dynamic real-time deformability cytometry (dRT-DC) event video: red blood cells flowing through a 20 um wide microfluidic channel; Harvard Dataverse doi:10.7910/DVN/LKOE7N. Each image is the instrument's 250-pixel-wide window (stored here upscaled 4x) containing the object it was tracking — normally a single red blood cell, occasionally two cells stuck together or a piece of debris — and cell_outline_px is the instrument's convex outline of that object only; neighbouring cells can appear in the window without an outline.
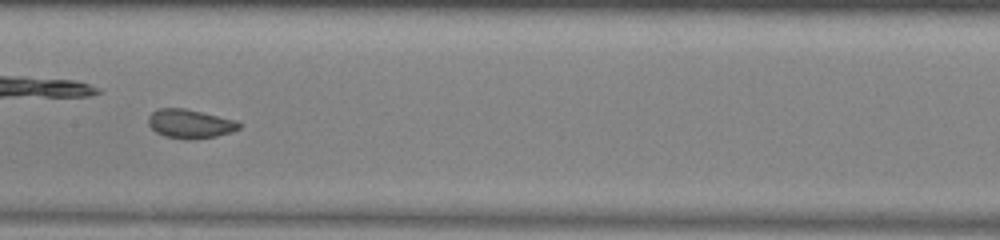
{"species": "common noctule bat (a hibernating species)", "species_latin": "Nyctalus noctula", "temperature_condition": "warm", "stored_images_in_passage": 46, "camera_frame_rate_fps": 3000, "um_per_image_px": 0.085, "animal": {"sex": "male", "body_mass_g": 13.0, "forearm_length_mm": 53.1}, "frame": {"image": 1, "passage_image": 20, "time_ms": 6.333, "image_size_px": [1000, 240], "cell_outline_px": [[240, 128], [232, 132], [216, 136], [188, 140], [164, 136], [156, 132], [148, 124], [148, 116], [156, 108], [184, 108], [236, 120], [240, 124]], "centroid_in_image_um": [16.13, 10.52], "position_along_channel_um": 191.3, "area_um2": 15.32}}
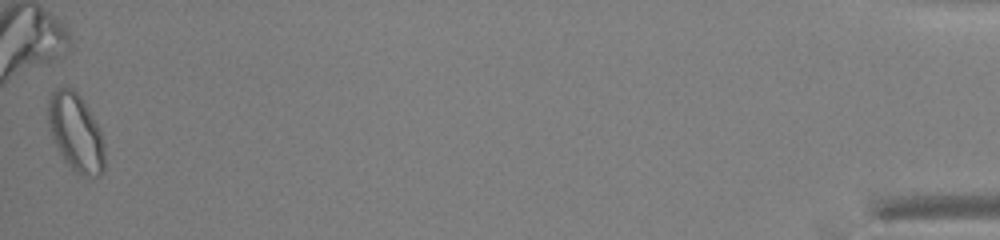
{"frame": {"image": 2, "passage_image": 46, "time_ms": 15.0, "image_size_px": [1000, 240], "cell_outline_px": [[104, 172], [100, 176], [84, 176], [76, 172], [64, 160], [52, 140], [48, 124], [48, 100], [52, 92], [56, 88], [64, 84], [72, 88], [80, 96], [88, 108], [100, 128], [104, 144]], "centroid_in_image_um": [6.44, 11.24], "position_along_channel_um": 428.8, "area_um2": 25.95}, "authors_computed_cell_mechanics": {"area_um2": 16.5019, "velocity_mm_per_s": 3.9235, "shape_relaxation_time_tau1_ms": 5.8392, "shape_relaxation_time_tau2_ms": 0.9794, "deformation_change_tau1": 0.083, "deformation_change_tau2": 0.0475}}